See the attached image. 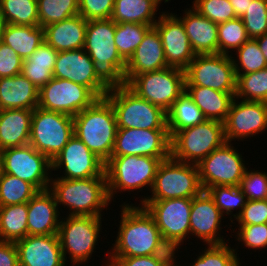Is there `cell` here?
<instances>
[{
  "instance_id": "cell-1",
  "label": "cell",
  "mask_w": 267,
  "mask_h": 266,
  "mask_svg": "<svg viewBox=\"0 0 267 266\" xmlns=\"http://www.w3.org/2000/svg\"><path fill=\"white\" fill-rule=\"evenodd\" d=\"M117 129L114 108L105 97L73 116L74 135L104 162L111 157Z\"/></svg>"
},
{
  "instance_id": "cell-2",
  "label": "cell",
  "mask_w": 267,
  "mask_h": 266,
  "mask_svg": "<svg viewBox=\"0 0 267 266\" xmlns=\"http://www.w3.org/2000/svg\"><path fill=\"white\" fill-rule=\"evenodd\" d=\"M117 238L109 257L152 256L161 239L153 217L140 205L123 204Z\"/></svg>"
},
{
  "instance_id": "cell-3",
  "label": "cell",
  "mask_w": 267,
  "mask_h": 266,
  "mask_svg": "<svg viewBox=\"0 0 267 266\" xmlns=\"http://www.w3.org/2000/svg\"><path fill=\"white\" fill-rule=\"evenodd\" d=\"M52 178L49 190L58 206L69 207L72 211L69 215L101 217L102 209L110 203L106 175L87 179Z\"/></svg>"
},
{
  "instance_id": "cell-4",
  "label": "cell",
  "mask_w": 267,
  "mask_h": 266,
  "mask_svg": "<svg viewBox=\"0 0 267 266\" xmlns=\"http://www.w3.org/2000/svg\"><path fill=\"white\" fill-rule=\"evenodd\" d=\"M105 98L114 108L118 129L168 130L167 113L139 97L126 84H111Z\"/></svg>"
},
{
  "instance_id": "cell-5",
  "label": "cell",
  "mask_w": 267,
  "mask_h": 266,
  "mask_svg": "<svg viewBox=\"0 0 267 266\" xmlns=\"http://www.w3.org/2000/svg\"><path fill=\"white\" fill-rule=\"evenodd\" d=\"M116 23L111 19L87 22L84 50L90 55L96 69L110 84L122 83L126 61L115 45Z\"/></svg>"
},
{
  "instance_id": "cell-6",
  "label": "cell",
  "mask_w": 267,
  "mask_h": 266,
  "mask_svg": "<svg viewBox=\"0 0 267 266\" xmlns=\"http://www.w3.org/2000/svg\"><path fill=\"white\" fill-rule=\"evenodd\" d=\"M167 158H155L149 156H111L105 162V175L108 196L114 198L116 190L134 191L143 187L152 188L157 169ZM141 188V189H140ZM115 192V193H114Z\"/></svg>"
},
{
  "instance_id": "cell-7",
  "label": "cell",
  "mask_w": 267,
  "mask_h": 266,
  "mask_svg": "<svg viewBox=\"0 0 267 266\" xmlns=\"http://www.w3.org/2000/svg\"><path fill=\"white\" fill-rule=\"evenodd\" d=\"M225 142L224 123L205 120L177 131L171 137L170 156L180 162L198 165Z\"/></svg>"
},
{
  "instance_id": "cell-8",
  "label": "cell",
  "mask_w": 267,
  "mask_h": 266,
  "mask_svg": "<svg viewBox=\"0 0 267 266\" xmlns=\"http://www.w3.org/2000/svg\"><path fill=\"white\" fill-rule=\"evenodd\" d=\"M151 197L144 200H165L174 198H193L203 189L195 164L180 162L171 156L160 163L152 188Z\"/></svg>"
},
{
  "instance_id": "cell-9",
  "label": "cell",
  "mask_w": 267,
  "mask_h": 266,
  "mask_svg": "<svg viewBox=\"0 0 267 266\" xmlns=\"http://www.w3.org/2000/svg\"><path fill=\"white\" fill-rule=\"evenodd\" d=\"M126 85L139 97L167 113L185 92V72L178 68L166 67L135 75Z\"/></svg>"
},
{
  "instance_id": "cell-10",
  "label": "cell",
  "mask_w": 267,
  "mask_h": 266,
  "mask_svg": "<svg viewBox=\"0 0 267 266\" xmlns=\"http://www.w3.org/2000/svg\"><path fill=\"white\" fill-rule=\"evenodd\" d=\"M74 135L73 116L36 107L32 113L29 144L51 161Z\"/></svg>"
},
{
  "instance_id": "cell-11",
  "label": "cell",
  "mask_w": 267,
  "mask_h": 266,
  "mask_svg": "<svg viewBox=\"0 0 267 266\" xmlns=\"http://www.w3.org/2000/svg\"><path fill=\"white\" fill-rule=\"evenodd\" d=\"M60 221L58 238L65 262L69 254L71 263L83 264L90 260L101 230V217L72 216Z\"/></svg>"
},
{
  "instance_id": "cell-12",
  "label": "cell",
  "mask_w": 267,
  "mask_h": 266,
  "mask_svg": "<svg viewBox=\"0 0 267 266\" xmlns=\"http://www.w3.org/2000/svg\"><path fill=\"white\" fill-rule=\"evenodd\" d=\"M185 72V86H202L226 93L236 92L237 76L232 55H195Z\"/></svg>"
},
{
  "instance_id": "cell-13",
  "label": "cell",
  "mask_w": 267,
  "mask_h": 266,
  "mask_svg": "<svg viewBox=\"0 0 267 266\" xmlns=\"http://www.w3.org/2000/svg\"><path fill=\"white\" fill-rule=\"evenodd\" d=\"M243 162L231 142L213 150L197 165L203 191L213 186H239L247 169Z\"/></svg>"
},
{
  "instance_id": "cell-14",
  "label": "cell",
  "mask_w": 267,
  "mask_h": 266,
  "mask_svg": "<svg viewBox=\"0 0 267 266\" xmlns=\"http://www.w3.org/2000/svg\"><path fill=\"white\" fill-rule=\"evenodd\" d=\"M0 155L3 173L25 180L39 191L49 189L51 177L48 176L49 171H52V161L32 145L6 148L0 151Z\"/></svg>"
},
{
  "instance_id": "cell-15",
  "label": "cell",
  "mask_w": 267,
  "mask_h": 266,
  "mask_svg": "<svg viewBox=\"0 0 267 266\" xmlns=\"http://www.w3.org/2000/svg\"><path fill=\"white\" fill-rule=\"evenodd\" d=\"M98 98L85 86L67 79L52 78L39 89L38 107L75 116Z\"/></svg>"
},
{
  "instance_id": "cell-16",
  "label": "cell",
  "mask_w": 267,
  "mask_h": 266,
  "mask_svg": "<svg viewBox=\"0 0 267 266\" xmlns=\"http://www.w3.org/2000/svg\"><path fill=\"white\" fill-rule=\"evenodd\" d=\"M53 78L67 79L87 87L98 99L104 98L111 84L96 69L84 48L58 52Z\"/></svg>"
},
{
  "instance_id": "cell-17",
  "label": "cell",
  "mask_w": 267,
  "mask_h": 266,
  "mask_svg": "<svg viewBox=\"0 0 267 266\" xmlns=\"http://www.w3.org/2000/svg\"><path fill=\"white\" fill-rule=\"evenodd\" d=\"M171 138L168 130L117 129L111 156L170 157Z\"/></svg>"
},
{
  "instance_id": "cell-18",
  "label": "cell",
  "mask_w": 267,
  "mask_h": 266,
  "mask_svg": "<svg viewBox=\"0 0 267 266\" xmlns=\"http://www.w3.org/2000/svg\"><path fill=\"white\" fill-rule=\"evenodd\" d=\"M192 199L144 200L141 206L153 217L162 236L178 238L183 242L190 235Z\"/></svg>"
},
{
  "instance_id": "cell-19",
  "label": "cell",
  "mask_w": 267,
  "mask_h": 266,
  "mask_svg": "<svg viewBox=\"0 0 267 266\" xmlns=\"http://www.w3.org/2000/svg\"><path fill=\"white\" fill-rule=\"evenodd\" d=\"M65 169L63 179H87L105 175V162L73 135L58 156L52 160V170Z\"/></svg>"
},
{
  "instance_id": "cell-20",
  "label": "cell",
  "mask_w": 267,
  "mask_h": 266,
  "mask_svg": "<svg viewBox=\"0 0 267 266\" xmlns=\"http://www.w3.org/2000/svg\"><path fill=\"white\" fill-rule=\"evenodd\" d=\"M266 129L267 103L247 100L237 102L235 97L224 121L226 142L253 137Z\"/></svg>"
},
{
  "instance_id": "cell-21",
  "label": "cell",
  "mask_w": 267,
  "mask_h": 266,
  "mask_svg": "<svg viewBox=\"0 0 267 266\" xmlns=\"http://www.w3.org/2000/svg\"><path fill=\"white\" fill-rule=\"evenodd\" d=\"M161 13L154 27L160 34L167 65L185 70L196 54L191 48L184 25L177 15Z\"/></svg>"
},
{
  "instance_id": "cell-22",
  "label": "cell",
  "mask_w": 267,
  "mask_h": 266,
  "mask_svg": "<svg viewBox=\"0 0 267 266\" xmlns=\"http://www.w3.org/2000/svg\"><path fill=\"white\" fill-rule=\"evenodd\" d=\"M19 266H65L58 235H27L15 242Z\"/></svg>"
},
{
  "instance_id": "cell-23",
  "label": "cell",
  "mask_w": 267,
  "mask_h": 266,
  "mask_svg": "<svg viewBox=\"0 0 267 266\" xmlns=\"http://www.w3.org/2000/svg\"><path fill=\"white\" fill-rule=\"evenodd\" d=\"M223 214L206 191L193 197L190 213V235H195L207 245L225 244L220 236ZM218 235V236H217Z\"/></svg>"
},
{
  "instance_id": "cell-24",
  "label": "cell",
  "mask_w": 267,
  "mask_h": 266,
  "mask_svg": "<svg viewBox=\"0 0 267 266\" xmlns=\"http://www.w3.org/2000/svg\"><path fill=\"white\" fill-rule=\"evenodd\" d=\"M168 67L160 34L152 27L126 62L122 84H127L135 75Z\"/></svg>"
},
{
  "instance_id": "cell-25",
  "label": "cell",
  "mask_w": 267,
  "mask_h": 266,
  "mask_svg": "<svg viewBox=\"0 0 267 266\" xmlns=\"http://www.w3.org/2000/svg\"><path fill=\"white\" fill-rule=\"evenodd\" d=\"M27 204L28 235L58 234L60 212L55 197L49 189L38 191Z\"/></svg>"
},
{
  "instance_id": "cell-26",
  "label": "cell",
  "mask_w": 267,
  "mask_h": 266,
  "mask_svg": "<svg viewBox=\"0 0 267 266\" xmlns=\"http://www.w3.org/2000/svg\"><path fill=\"white\" fill-rule=\"evenodd\" d=\"M191 9L184 11L183 18H178L184 25L192 50L196 55L218 54V24Z\"/></svg>"
},
{
  "instance_id": "cell-27",
  "label": "cell",
  "mask_w": 267,
  "mask_h": 266,
  "mask_svg": "<svg viewBox=\"0 0 267 266\" xmlns=\"http://www.w3.org/2000/svg\"><path fill=\"white\" fill-rule=\"evenodd\" d=\"M87 20L76 15L44 27L45 42L57 52L84 48Z\"/></svg>"
},
{
  "instance_id": "cell-28",
  "label": "cell",
  "mask_w": 267,
  "mask_h": 266,
  "mask_svg": "<svg viewBox=\"0 0 267 266\" xmlns=\"http://www.w3.org/2000/svg\"><path fill=\"white\" fill-rule=\"evenodd\" d=\"M39 89L23 74L0 78V110L38 106Z\"/></svg>"
},
{
  "instance_id": "cell-29",
  "label": "cell",
  "mask_w": 267,
  "mask_h": 266,
  "mask_svg": "<svg viewBox=\"0 0 267 266\" xmlns=\"http://www.w3.org/2000/svg\"><path fill=\"white\" fill-rule=\"evenodd\" d=\"M33 110H0V151L29 144Z\"/></svg>"
},
{
  "instance_id": "cell-30",
  "label": "cell",
  "mask_w": 267,
  "mask_h": 266,
  "mask_svg": "<svg viewBox=\"0 0 267 266\" xmlns=\"http://www.w3.org/2000/svg\"><path fill=\"white\" fill-rule=\"evenodd\" d=\"M185 92L202 111L206 120L224 123L235 98V93H226L202 86H185Z\"/></svg>"
},
{
  "instance_id": "cell-31",
  "label": "cell",
  "mask_w": 267,
  "mask_h": 266,
  "mask_svg": "<svg viewBox=\"0 0 267 266\" xmlns=\"http://www.w3.org/2000/svg\"><path fill=\"white\" fill-rule=\"evenodd\" d=\"M57 55L58 52L44 41L23 60L21 74L40 89L53 78Z\"/></svg>"
},
{
  "instance_id": "cell-32",
  "label": "cell",
  "mask_w": 267,
  "mask_h": 266,
  "mask_svg": "<svg viewBox=\"0 0 267 266\" xmlns=\"http://www.w3.org/2000/svg\"><path fill=\"white\" fill-rule=\"evenodd\" d=\"M162 0H114V8L111 19L115 23H138L151 25L155 20L156 12ZM169 2L168 0H163ZM155 16V17H154Z\"/></svg>"
},
{
  "instance_id": "cell-33",
  "label": "cell",
  "mask_w": 267,
  "mask_h": 266,
  "mask_svg": "<svg viewBox=\"0 0 267 266\" xmlns=\"http://www.w3.org/2000/svg\"><path fill=\"white\" fill-rule=\"evenodd\" d=\"M44 41L43 27L14 24H6L2 40V42L11 47L22 60L30 57Z\"/></svg>"
},
{
  "instance_id": "cell-34",
  "label": "cell",
  "mask_w": 267,
  "mask_h": 266,
  "mask_svg": "<svg viewBox=\"0 0 267 266\" xmlns=\"http://www.w3.org/2000/svg\"><path fill=\"white\" fill-rule=\"evenodd\" d=\"M205 117L194 101L184 92L167 112V127L170 138L184 128L203 123Z\"/></svg>"
},
{
  "instance_id": "cell-35",
  "label": "cell",
  "mask_w": 267,
  "mask_h": 266,
  "mask_svg": "<svg viewBox=\"0 0 267 266\" xmlns=\"http://www.w3.org/2000/svg\"><path fill=\"white\" fill-rule=\"evenodd\" d=\"M28 204L0 207V241L16 242L28 235Z\"/></svg>"
},
{
  "instance_id": "cell-36",
  "label": "cell",
  "mask_w": 267,
  "mask_h": 266,
  "mask_svg": "<svg viewBox=\"0 0 267 266\" xmlns=\"http://www.w3.org/2000/svg\"><path fill=\"white\" fill-rule=\"evenodd\" d=\"M0 16L6 24L39 26L37 0H0Z\"/></svg>"
},
{
  "instance_id": "cell-37",
  "label": "cell",
  "mask_w": 267,
  "mask_h": 266,
  "mask_svg": "<svg viewBox=\"0 0 267 266\" xmlns=\"http://www.w3.org/2000/svg\"><path fill=\"white\" fill-rule=\"evenodd\" d=\"M38 191L31 183L3 173L0 180V207L28 203Z\"/></svg>"
},
{
  "instance_id": "cell-38",
  "label": "cell",
  "mask_w": 267,
  "mask_h": 266,
  "mask_svg": "<svg viewBox=\"0 0 267 266\" xmlns=\"http://www.w3.org/2000/svg\"><path fill=\"white\" fill-rule=\"evenodd\" d=\"M151 25L138 23H116L115 45L120 56L127 62L134 54L138 45L143 41Z\"/></svg>"
},
{
  "instance_id": "cell-39",
  "label": "cell",
  "mask_w": 267,
  "mask_h": 266,
  "mask_svg": "<svg viewBox=\"0 0 267 266\" xmlns=\"http://www.w3.org/2000/svg\"><path fill=\"white\" fill-rule=\"evenodd\" d=\"M37 6L43 28L79 14V0H37Z\"/></svg>"
},
{
  "instance_id": "cell-40",
  "label": "cell",
  "mask_w": 267,
  "mask_h": 266,
  "mask_svg": "<svg viewBox=\"0 0 267 266\" xmlns=\"http://www.w3.org/2000/svg\"><path fill=\"white\" fill-rule=\"evenodd\" d=\"M235 97L267 103V67L257 72L236 75Z\"/></svg>"
},
{
  "instance_id": "cell-41",
  "label": "cell",
  "mask_w": 267,
  "mask_h": 266,
  "mask_svg": "<svg viewBox=\"0 0 267 266\" xmlns=\"http://www.w3.org/2000/svg\"><path fill=\"white\" fill-rule=\"evenodd\" d=\"M205 191L213 199L214 204L223 215H231L233 212L232 210L236 208L241 209L237 212L238 214L232 215L235 219L241 214L247 202L246 196L239 186H213L207 188Z\"/></svg>"
},
{
  "instance_id": "cell-42",
  "label": "cell",
  "mask_w": 267,
  "mask_h": 266,
  "mask_svg": "<svg viewBox=\"0 0 267 266\" xmlns=\"http://www.w3.org/2000/svg\"><path fill=\"white\" fill-rule=\"evenodd\" d=\"M249 40L243 20L235 18L218 24V54L228 55Z\"/></svg>"
},
{
  "instance_id": "cell-43",
  "label": "cell",
  "mask_w": 267,
  "mask_h": 266,
  "mask_svg": "<svg viewBox=\"0 0 267 266\" xmlns=\"http://www.w3.org/2000/svg\"><path fill=\"white\" fill-rule=\"evenodd\" d=\"M236 53L239 62L232 57L236 75L257 72L267 67V61L255 39H249L236 50Z\"/></svg>"
},
{
  "instance_id": "cell-44",
  "label": "cell",
  "mask_w": 267,
  "mask_h": 266,
  "mask_svg": "<svg viewBox=\"0 0 267 266\" xmlns=\"http://www.w3.org/2000/svg\"><path fill=\"white\" fill-rule=\"evenodd\" d=\"M237 252L225 244L208 245L190 266H240Z\"/></svg>"
},
{
  "instance_id": "cell-45",
  "label": "cell",
  "mask_w": 267,
  "mask_h": 266,
  "mask_svg": "<svg viewBox=\"0 0 267 266\" xmlns=\"http://www.w3.org/2000/svg\"><path fill=\"white\" fill-rule=\"evenodd\" d=\"M249 39H257L267 33V0H253L241 17Z\"/></svg>"
},
{
  "instance_id": "cell-46",
  "label": "cell",
  "mask_w": 267,
  "mask_h": 266,
  "mask_svg": "<svg viewBox=\"0 0 267 266\" xmlns=\"http://www.w3.org/2000/svg\"><path fill=\"white\" fill-rule=\"evenodd\" d=\"M192 8L217 24L237 18L229 0H194Z\"/></svg>"
},
{
  "instance_id": "cell-47",
  "label": "cell",
  "mask_w": 267,
  "mask_h": 266,
  "mask_svg": "<svg viewBox=\"0 0 267 266\" xmlns=\"http://www.w3.org/2000/svg\"><path fill=\"white\" fill-rule=\"evenodd\" d=\"M239 188L246 196L247 201L267 200V173L258 170L245 171Z\"/></svg>"
},
{
  "instance_id": "cell-48",
  "label": "cell",
  "mask_w": 267,
  "mask_h": 266,
  "mask_svg": "<svg viewBox=\"0 0 267 266\" xmlns=\"http://www.w3.org/2000/svg\"><path fill=\"white\" fill-rule=\"evenodd\" d=\"M237 240L251 249L267 247V223L258 225H239Z\"/></svg>"
},
{
  "instance_id": "cell-49",
  "label": "cell",
  "mask_w": 267,
  "mask_h": 266,
  "mask_svg": "<svg viewBox=\"0 0 267 266\" xmlns=\"http://www.w3.org/2000/svg\"><path fill=\"white\" fill-rule=\"evenodd\" d=\"M114 0H79V15L85 20L111 18Z\"/></svg>"
},
{
  "instance_id": "cell-50",
  "label": "cell",
  "mask_w": 267,
  "mask_h": 266,
  "mask_svg": "<svg viewBox=\"0 0 267 266\" xmlns=\"http://www.w3.org/2000/svg\"><path fill=\"white\" fill-rule=\"evenodd\" d=\"M236 219L239 225L267 223V200L247 201L241 214Z\"/></svg>"
},
{
  "instance_id": "cell-51",
  "label": "cell",
  "mask_w": 267,
  "mask_h": 266,
  "mask_svg": "<svg viewBox=\"0 0 267 266\" xmlns=\"http://www.w3.org/2000/svg\"><path fill=\"white\" fill-rule=\"evenodd\" d=\"M182 244V241L178 238L164 237L156 244L152 257L161 266H178L175 265V251Z\"/></svg>"
},
{
  "instance_id": "cell-52",
  "label": "cell",
  "mask_w": 267,
  "mask_h": 266,
  "mask_svg": "<svg viewBox=\"0 0 267 266\" xmlns=\"http://www.w3.org/2000/svg\"><path fill=\"white\" fill-rule=\"evenodd\" d=\"M22 63L21 57L11 47L3 42L0 44V78L20 74Z\"/></svg>"
},
{
  "instance_id": "cell-53",
  "label": "cell",
  "mask_w": 267,
  "mask_h": 266,
  "mask_svg": "<svg viewBox=\"0 0 267 266\" xmlns=\"http://www.w3.org/2000/svg\"><path fill=\"white\" fill-rule=\"evenodd\" d=\"M0 266H19L15 242L0 241Z\"/></svg>"
},
{
  "instance_id": "cell-54",
  "label": "cell",
  "mask_w": 267,
  "mask_h": 266,
  "mask_svg": "<svg viewBox=\"0 0 267 266\" xmlns=\"http://www.w3.org/2000/svg\"><path fill=\"white\" fill-rule=\"evenodd\" d=\"M116 260L121 266H161L152 256L108 257Z\"/></svg>"
},
{
  "instance_id": "cell-55",
  "label": "cell",
  "mask_w": 267,
  "mask_h": 266,
  "mask_svg": "<svg viewBox=\"0 0 267 266\" xmlns=\"http://www.w3.org/2000/svg\"><path fill=\"white\" fill-rule=\"evenodd\" d=\"M253 0H229L231 5L233 6V10L236 14V17L241 18L245 12H247V8L249 4L252 3Z\"/></svg>"
},
{
  "instance_id": "cell-56",
  "label": "cell",
  "mask_w": 267,
  "mask_h": 266,
  "mask_svg": "<svg viewBox=\"0 0 267 266\" xmlns=\"http://www.w3.org/2000/svg\"><path fill=\"white\" fill-rule=\"evenodd\" d=\"M255 40L258 42L259 48L267 61V33Z\"/></svg>"
},
{
  "instance_id": "cell-57",
  "label": "cell",
  "mask_w": 267,
  "mask_h": 266,
  "mask_svg": "<svg viewBox=\"0 0 267 266\" xmlns=\"http://www.w3.org/2000/svg\"><path fill=\"white\" fill-rule=\"evenodd\" d=\"M6 23L3 20V18L0 16V44L2 43L3 40V33L5 29Z\"/></svg>"
},
{
  "instance_id": "cell-58",
  "label": "cell",
  "mask_w": 267,
  "mask_h": 266,
  "mask_svg": "<svg viewBox=\"0 0 267 266\" xmlns=\"http://www.w3.org/2000/svg\"><path fill=\"white\" fill-rule=\"evenodd\" d=\"M109 261H106V262H109L107 263L105 266H121L116 260L110 258L108 259Z\"/></svg>"
},
{
  "instance_id": "cell-59",
  "label": "cell",
  "mask_w": 267,
  "mask_h": 266,
  "mask_svg": "<svg viewBox=\"0 0 267 266\" xmlns=\"http://www.w3.org/2000/svg\"><path fill=\"white\" fill-rule=\"evenodd\" d=\"M2 174H3V161L0 155V180H1Z\"/></svg>"
}]
</instances>
